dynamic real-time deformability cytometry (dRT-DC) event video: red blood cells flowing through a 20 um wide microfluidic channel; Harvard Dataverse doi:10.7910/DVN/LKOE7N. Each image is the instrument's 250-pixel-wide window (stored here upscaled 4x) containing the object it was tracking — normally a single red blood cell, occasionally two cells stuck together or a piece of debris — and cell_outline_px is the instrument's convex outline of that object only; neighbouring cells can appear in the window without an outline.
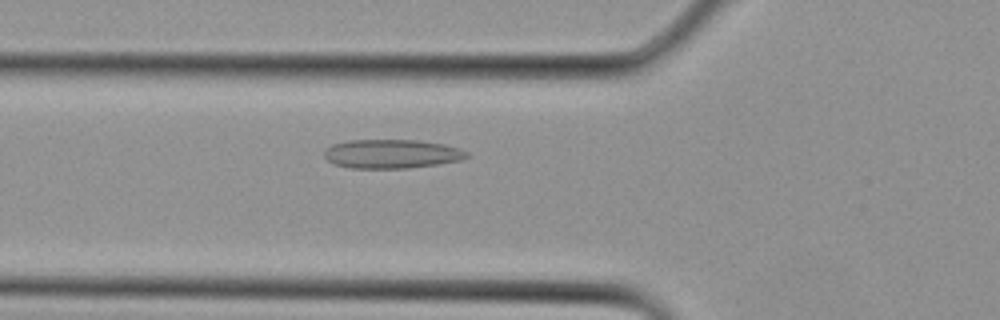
{"species": "Egyptian fruit bat (a non-hibernating species)", "species_latin": "Rousettus aegyptiacus", "temperature_condition": "cold", "stored_images_in_passage": 11, "camera_frame_rate_fps": 3000, "um_per_image_px": 0.085, "animal": {"sex": "female"}, "frame": {"image": 1, "passage_image": 5, "time_ms": 1.333, "image_size_px": [1000, 320], "cell_outline_px": [[468, 156], [460, 160], [436, 164], [408, 168], [352, 168], [332, 164], [324, 156], [324, 148], [332, 144], [348, 140], [416, 140], [444, 144], [468, 152]], "centroid_in_image_um": [33.22, 13.07], "position_along_channel_um": 92.6, "area_um2": 23.99}}
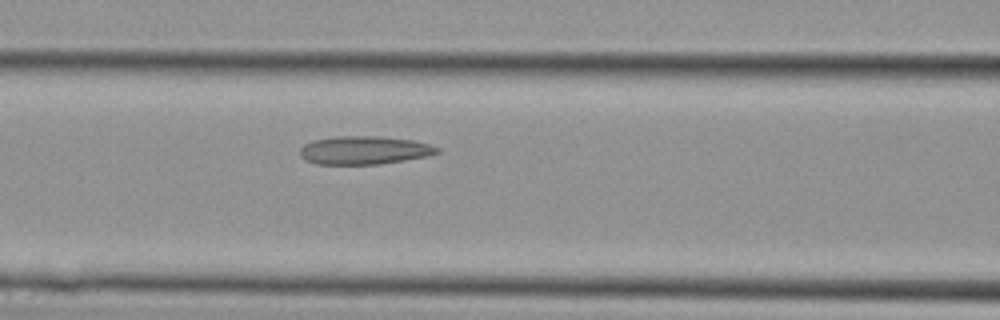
{"frame": {"image": 2, "passage_image": 7, "time_ms": 2.0, "image_size_px": [1000, 320], "cell_outline_px": [[440, 152], [428, 156], [380, 164], [316, 164], [304, 160], [300, 156], [300, 148], [304, 144], [312, 140], [336, 136], [380, 136], [412, 140], [428, 144], [440, 148]], "centroid_in_image_um": [30.93, 12.77], "position_along_channel_um": 135.7, "area_um2": 22.72}}
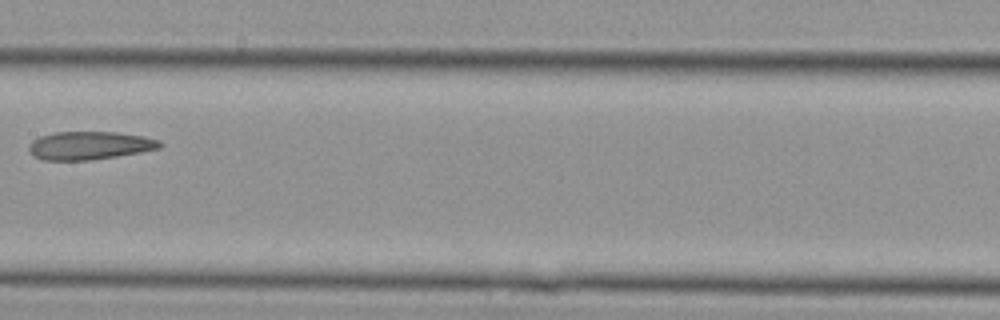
{"frame": {"image": 3, "passage_image": 10, "time_ms": 3.0, "image_size_px": [1000, 320], "cell_outline_px": [[164, 144], [160, 148], [140, 152], [92, 160], [44, 160], [32, 156], [28, 148], [28, 144], [32, 140], [40, 136], [56, 132], [116, 132], [144, 136], [160, 140]], "centroid_in_image_um": [7.6, 12.37], "position_along_channel_um": 199.8, "area_um2": 21.62}}